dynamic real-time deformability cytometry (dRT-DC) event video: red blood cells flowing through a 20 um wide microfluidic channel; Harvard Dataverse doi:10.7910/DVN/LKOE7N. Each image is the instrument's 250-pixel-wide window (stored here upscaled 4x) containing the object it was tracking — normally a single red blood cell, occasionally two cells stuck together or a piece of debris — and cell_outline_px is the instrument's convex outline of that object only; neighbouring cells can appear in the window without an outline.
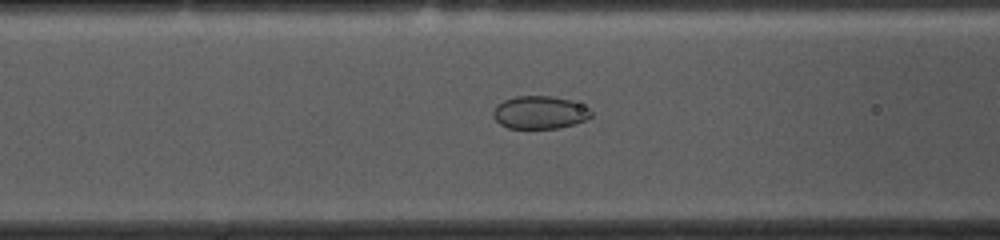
{"species": "common noctule bat (a hibernating species)", "species_latin": "Nyctalus noctula", "temperature_condition": "cold", "stored_images_in_passage": 54, "camera_frame_rate_fps": 3000, "um_per_image_px": 0.085, "animal": {"sex": "female", "body_mass_g": 10.0, "forearm_length_mm": 53.1}, "frame": {"image": 1, "passage_image": 20, "time_ms": 6.333, "image_size_px": [1000, 240], "cell_outline_px": [[592, 116], [584, 120], [572, 124], [556, 128], [508, 128], [500, 124], [492, 116], [492, 112], [496, 104], [504, 100], [516, 96], [552, 96], [572, 100], [588, 108], [592, 112]], "centroid_in_image_um": [45.84, 9.55], "position_along_channel_um": 120.8, "area_um2": 18.73}}
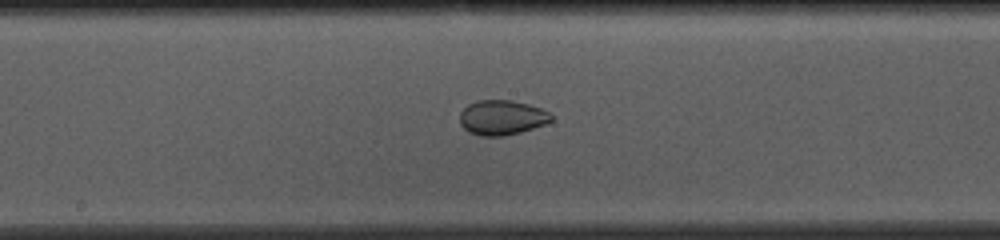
{"frame": {"image": 2, "passage_image": 27, "time_ms": 8.667, "image_size_px": [1000, 240], "cell_outline_px": [[552, 120], [544, 124], [520, 132], [504, 136], [480, 136], [468, 132], [460, 124], [460, 112], [468, 104], [480, 100], [512, 100], [528, 104], [540, 108], [548, 112], [552, 116]], "centroid_in_image_um": [42.63, 9.99], "position_along_channel_um": 205.6, "area_um2": 18.5}}
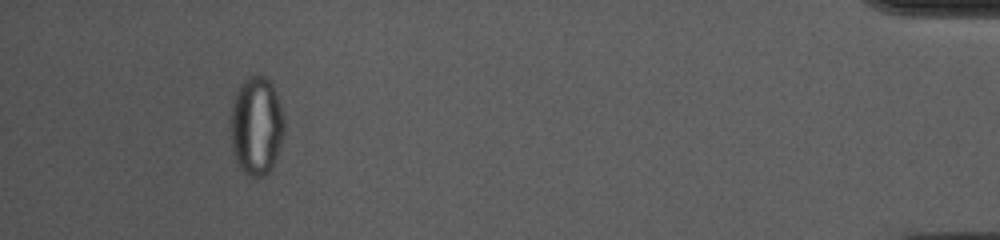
{"frame": {"image": 3, "passage_image": 50, "time_ms": 16.333, "image_size_px": [1000, 240], "cell_outline_px": [[284, 132], [272, 168], [264, 176], [252, 176], [244, 172], [240, 168], [236, 160], [232, 148], [228, 128], [232, 104], [236, 92], [240, 84], [252, 72], [264, 76], [272, 84], [284, 116]], "centroid_in_image_um": [21.76, 10.66], "position_along_channel_um": 413.4, "area_um2": 31.15}, "authors_computed_cell_mechanics": {"area_um2": 24.4783, "velocity_mm_per_s": 3.6282, "shape_relaxation_time_tau1_ms": null, "shape_relaxation_time_tau2_ms": 2.5136, "deformation_change_tau1": null, "deformation_change_tau2": 0.0525}}